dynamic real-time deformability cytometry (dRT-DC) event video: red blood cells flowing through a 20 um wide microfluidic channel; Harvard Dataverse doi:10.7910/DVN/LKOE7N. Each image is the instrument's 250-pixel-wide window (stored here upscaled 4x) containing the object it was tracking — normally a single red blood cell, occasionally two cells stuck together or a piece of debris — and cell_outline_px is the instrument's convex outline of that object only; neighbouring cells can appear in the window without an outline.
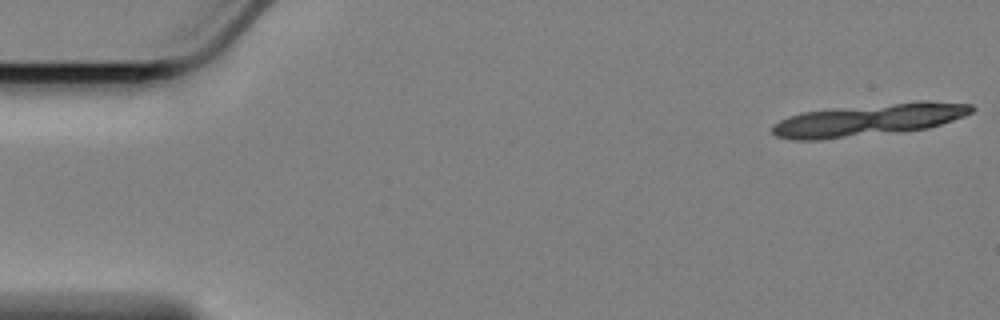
{"species": "Egyptian fruit bat (a non-hibernating species)", "species_latin": "Rousettus aegyptiacus", "temperature_condition": "cold", "stored_images_in_passage": 11, "camera_frame_rate_fps": 3000, "um_per_image_px": 0.085, "animal": {"sex": "female"}, "frame": {"image": 1, "passage_image": 1, "time_ms": 0.0, "image_size_px": [1000, 320], "cell_outline_px": [[976, 108], [972, 112], [964, 116], [928, 128], [820, 140], [792, 140], [776, 136], [772, 132], [772, 124], [788, 116], [800, 112], [832, 108], [916, 100], [928, 100], [972, 104]], "centroid_in_image_um": [73.83, 10.16], "position_along_channel_um": 11.2, "area_um2": 37.74}}